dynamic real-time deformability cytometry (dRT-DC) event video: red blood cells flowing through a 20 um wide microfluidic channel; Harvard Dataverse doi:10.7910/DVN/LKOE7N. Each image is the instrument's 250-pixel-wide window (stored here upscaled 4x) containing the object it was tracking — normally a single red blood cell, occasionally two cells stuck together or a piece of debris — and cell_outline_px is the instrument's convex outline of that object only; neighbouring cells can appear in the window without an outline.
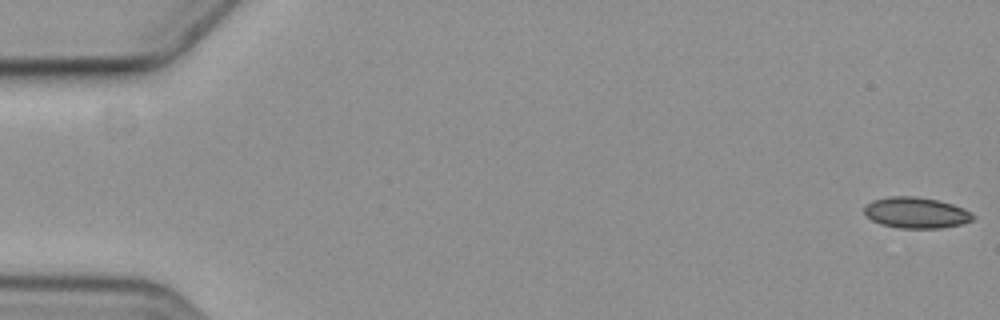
{"species": "common noctule bat (a hibernating species)", "species_latin": "Nyctalus noctula", "temperature_condition": "cold", "stored_images_in_passage": 6, "camera_frame_rate_fps": 3000, "um_per_image_px": 0.085, "animal": {"sex": "female", "body_mass_g": 19.3, "forearm_length_mm": 54.1}, "frame": {"image": 1, "passage_image": 1, "time_ms": 0.0, "image_size_px": [1000, 320], "cell_outline_px": [[972, 220], [960, 224], [940, 228], [900, 228], [880, 224], [872, 220], [864, 212], [864, 208], [872, 200], [892, 196], [912, 196], [936, 200], [952, 204], [968, 212], [972, 216]], "centroid_in_image_um": [77.8, 18.08], "position_along_channel_um": 7.2, "area_um2": 19.13}}
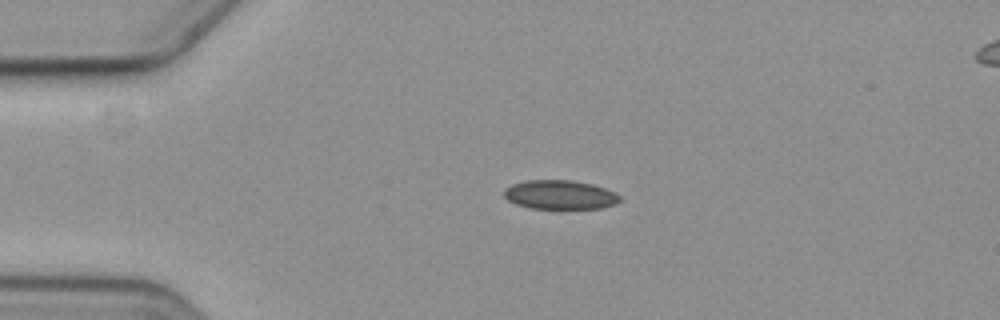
{"frame": {"image": 2, "passage_image": 4, "time_ms": 4.333, "image_size_px": [1000, 320], "cell_outline_px": [[620, 200], [616, 204], [600, 208], [560, 212], [532, 208], [516, 204], [508, 200], [504, 196], [504, 188], [512, 184], [524, 180], [572, 180], [592, 184], [604, 188], [620, 196]], "centroid_in_image_um": [47.58, 16.6], "position_along_channel_um": 37.4, "area_um2": 20.46}}